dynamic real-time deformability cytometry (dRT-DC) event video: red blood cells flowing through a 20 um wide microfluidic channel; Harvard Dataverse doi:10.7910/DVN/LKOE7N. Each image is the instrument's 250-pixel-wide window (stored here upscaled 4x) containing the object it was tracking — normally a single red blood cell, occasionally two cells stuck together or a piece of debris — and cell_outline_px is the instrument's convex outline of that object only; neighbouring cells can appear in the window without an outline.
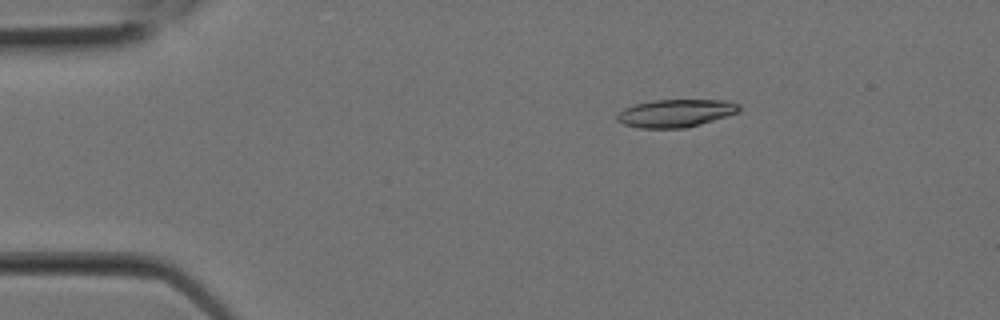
{"species": "Egyptian fruit bat (a non-hibernating species)", "species_latin": "Rousettus aegyptiacus", "temperature_condition": "room temperature", "stored_images_in_passage": 2, "camera_frame_rate_fps": 3000, "um_per_image_px": 0.085, "animal": {"sex": "female"}, "frame": {"image": 1, "passage_image": 1, "time_ms": 0.0, "image_size_px": [1000, 320], "cell_outline_px": [[740, 112], [700, 124], [684, 128], [640, 128], [624, 124], [616, 120], [616, 116], [624, 108], [636, 104], [652, 100], [728, 100], [740, 104]], "centroid_in_image_um": [57.45, 9.61], "position_along_channel_um": 27.5, "area_um2": 19.77}}
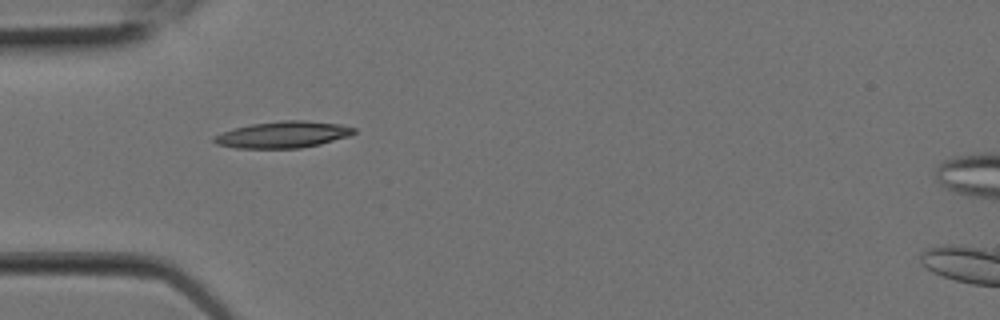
{"frame": {"image": 2, "passage_image": 2, "time_ms": 0.333, "image_size_px": [1000, 320], "cell_outline_px": [[356, 132], [348, 136], [320, 144], [300, 148], [236, 148], [216, 144], [212, 140], [212, 136], [232, 128], [252, 124], [284, 120], [308, 120], [340, 124], [356, 128]], "centroid_in_image_um": [24.03, 11.44], "position_along_channel_um": 61.0, "area_um2": 21.73}}